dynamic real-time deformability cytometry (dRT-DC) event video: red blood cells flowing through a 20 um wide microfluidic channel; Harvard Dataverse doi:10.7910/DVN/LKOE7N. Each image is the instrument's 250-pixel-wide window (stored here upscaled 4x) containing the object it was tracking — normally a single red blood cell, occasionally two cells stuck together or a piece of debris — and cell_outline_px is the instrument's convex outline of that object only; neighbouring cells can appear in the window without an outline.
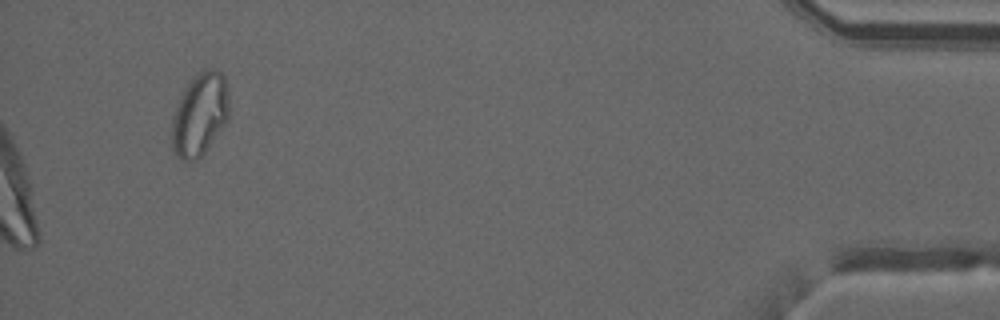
{"species": "common noctule bat (a hibernating species)", "species_latin": "Nyctalus noctula", "temperature_condition": "warm", "stored_images_in_passage": 35, "camera_frame_rate_fps": 3000, "um_per_image_px": 0.085, "animal": {"sex": "male", "forearm_length_mm": 52.5}, "frame": {"image": 1, "passage_image": 35, "time_ms": 11.333, "image_size_px": [1000, 320], "cell_outline_px": [[228, 120], [204, 152], [196, 160], [180, 160], [176, 156], [172, 148], [172, 116], [180, 96], [184, 88], [204, 68], [216, 68], [224, 76], [228, 92]], "centroid_in_image_um": [16.97, 9.72], "position_along_channel_um": 418.2, "area_um2": 27.51}, "authors_computed_cell_mechanics": {"area_um2": 24.565, "velocity_mm_per_s": 4.0864, "shape_relaxation_time_tau1_ms": null, "shape_relaxation_time_tau2_ms": 1.3266, "deformation_change_tau1": null, "deformation_change_tau2": 0.0653}}